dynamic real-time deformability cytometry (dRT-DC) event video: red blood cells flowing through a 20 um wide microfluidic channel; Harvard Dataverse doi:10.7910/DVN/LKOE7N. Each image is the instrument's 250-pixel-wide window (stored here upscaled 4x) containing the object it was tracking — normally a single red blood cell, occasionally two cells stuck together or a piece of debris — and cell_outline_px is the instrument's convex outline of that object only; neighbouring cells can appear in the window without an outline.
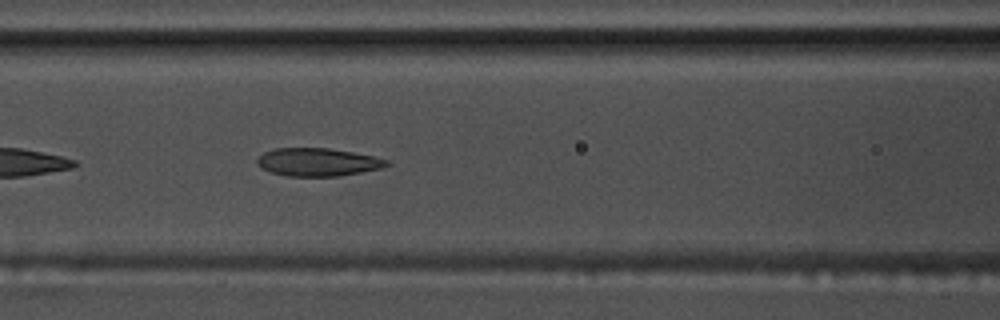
{"species": "common noctule bat (a hibernating species)", "species_latin": "Nyctalus noctula", "temperature_condition": "warm", "stored_images_in_passage": 39, "camera_frame_rate_fps": 3000, "um_per_image_px": 0.085, "animal": {"sex": "male", "body_mass_g": 17.5, "forearm_length_mm": 52.3}, "frame": {"image": 1, "passage_image": 8, "time_ms": 2.333, "image_size_px": [1000, 320], "cell_outline_px": [[392, 164], [380, 168], [340, 176], [288, 176], [272, 172], [260, 168], [256, 164], [256, 160], [264, 152], [276, 148], [328, 148], [376, 156], [388, 160]], "centroid_in_image_um": [27.01, 13.77], "position_along_channel_um": 139.6, "area_um2": 21.15}}
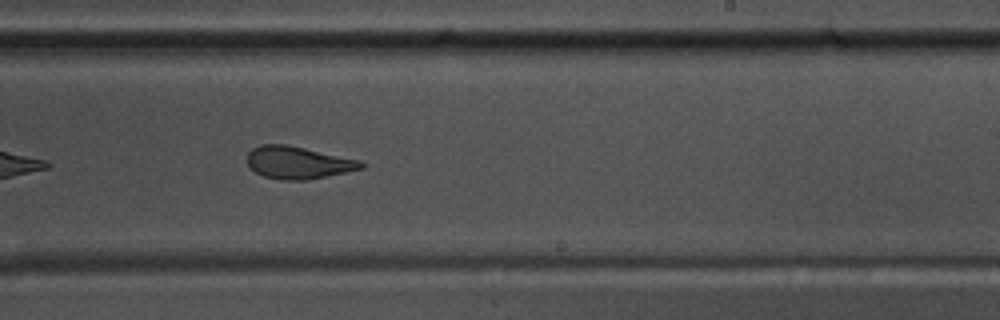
{"frame": {"image": 2, "passage_image": 18, "time_ms": 5.667, "image_size_px": [1000, 320], "cell_outline_px": [[368, 164], [364, 168], [308, 180], [284, 180], [264, 176], [256, 172], [248, 164], [248, 152], [252, 148], [260, 144], [284, 144], [304, 148], [360, 160]], "centroid_in_image_um": [25.36, 13.82], "position_along_channel_um": 263.6, "area_um2": 21.39}}
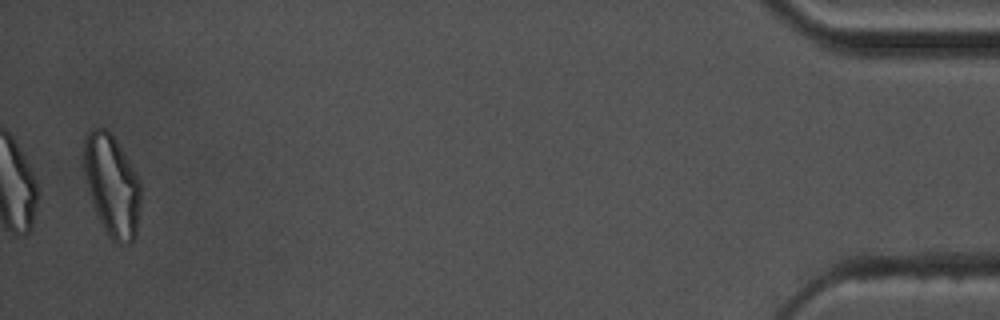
{"frame": {"image": 3, "passage_image": 38, "time_ms": 12.333, "image_size_px": [1000, 320], "cell_outline_px": [[140, 208], [136, 236], [128, 244], [116, 244], [108, 236], [100, 220], [92, 200], [84, 168], [84, 136], [92, 128], [104, 128], [112, 136], [128, 160], [140, 180]], "centroid_in_image_um": [9.53, 15.79], "position_along_channel_um": 425.7, "area_um2": 33.06}, "authors_computed_cell_mechanics": {"area_um2": 22.3686, "velocity_mm_per_s": 3.7393, "shape_relaxation_time_tau1_ms": null, "shape_relaxation_time_tau2_ms": 2.1528, "deformation_change_tau1": null, "deformation_change_tau2": 0.0959}}